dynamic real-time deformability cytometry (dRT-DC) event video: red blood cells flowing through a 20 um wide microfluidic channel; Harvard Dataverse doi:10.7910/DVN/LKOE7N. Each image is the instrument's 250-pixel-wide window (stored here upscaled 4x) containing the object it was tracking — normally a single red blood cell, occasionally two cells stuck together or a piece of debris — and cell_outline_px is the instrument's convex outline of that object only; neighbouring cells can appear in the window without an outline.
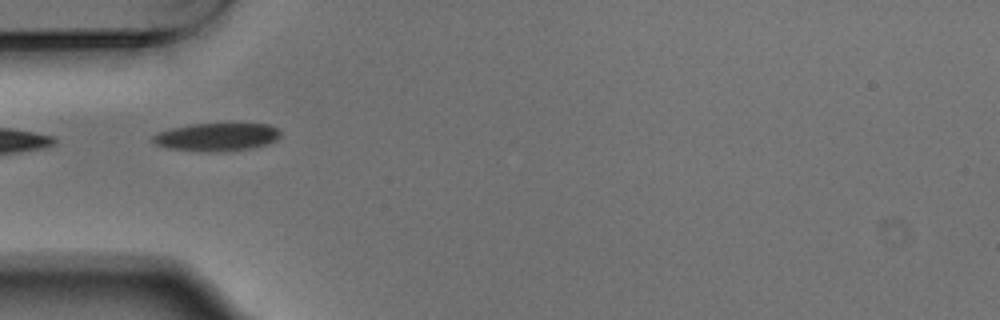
{"species": "Egyptian fruit bat (a non-hibernating species)", "species_latin": "Rousettus aegyptiacus", "temperature_condition": "warm", "stored_images_in_passage": 9, "camera_frame_rate_fps": 3000, "um_per_image_px": 0.085, "animal": {"sex": "male"}, "frame": {"image": 1, "passage_image": 1, "time_ms": 0.0, "image_size_px": [1000, 320], "cell_outline_px": [[280, 136], [276, 140], [268, 144], [252, 148], [224, 152], [212, 152], [168, 148], [156, 144], [152, 140], [152, 136], [160, 132], [172, 128], [192, 124], [268, 124], [276, 128], [280, 132]], "centroid_in_image_um": [18.45, 11.65], "position_along_channel_um": 66.5, "area_um2": 20.69}}
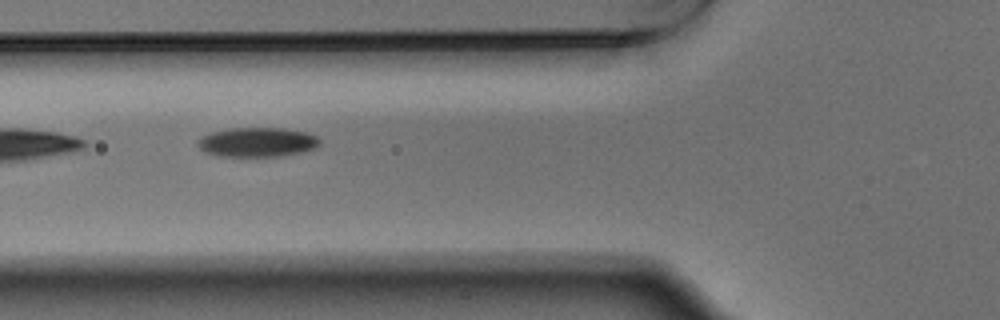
{"frame": {"image": 2, "passage_image": 4, "time_ms": 1.0, "image_size_px": [1000, 320], "cell_outline_px": [[320, 144], [316, 148], [300, 152], [280, 156], [216, 156], [204, 152], [196, 144], [196, 140], [212, 132], [232, 128], [284, 128], [308, 132], [316, 136], [320, 140]], "centroid_in_image_um": [21.87, 12.08], "position_along_channel_um": 103.9, "area_um2": 20.98}}